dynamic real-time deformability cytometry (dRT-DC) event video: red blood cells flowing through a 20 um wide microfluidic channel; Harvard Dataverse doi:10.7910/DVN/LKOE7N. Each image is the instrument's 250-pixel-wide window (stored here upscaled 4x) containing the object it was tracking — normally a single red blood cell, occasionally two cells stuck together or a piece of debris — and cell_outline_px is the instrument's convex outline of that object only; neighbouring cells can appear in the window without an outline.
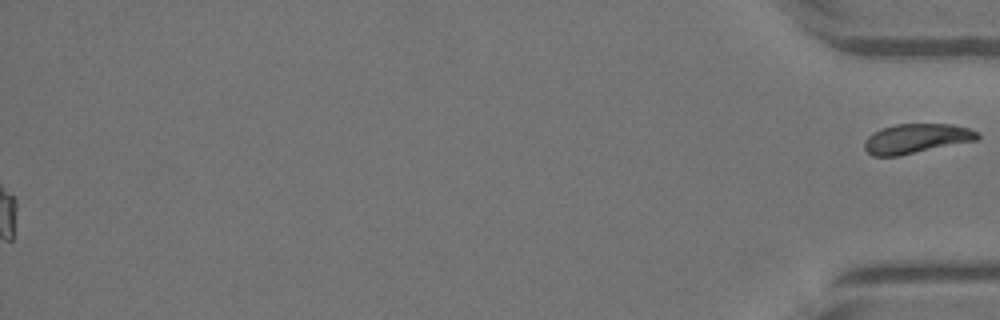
{"species": "Egyptian fruit bat (a non-hibernating species)", "species_latin": "Rousettus aegyptiacus", "temperature_condition": "warm", "stored_images_in_passage": 49, "segment_of_instrument_passage": [2, 2], "camera_frame_rate_fps": 3000, "um_per_image_px": 0.085, "animal": {"sex": "female"}, "frame": {"image": 1, "passage_image": 49, "time_ms": 16.0, "image_size_px": [1000, 320], "cell_outline_px": [[980, 140], [900, 156], [872, 156], [864, 148], [864, 140], [872, 132], [880, 128], [896, 124], [952, 124], [968, 128], [980, 132]], "centroid_in_image_um": [77.92, 11.78], "position_along_channel_um": 357.3, "area_um2": 19.94}}